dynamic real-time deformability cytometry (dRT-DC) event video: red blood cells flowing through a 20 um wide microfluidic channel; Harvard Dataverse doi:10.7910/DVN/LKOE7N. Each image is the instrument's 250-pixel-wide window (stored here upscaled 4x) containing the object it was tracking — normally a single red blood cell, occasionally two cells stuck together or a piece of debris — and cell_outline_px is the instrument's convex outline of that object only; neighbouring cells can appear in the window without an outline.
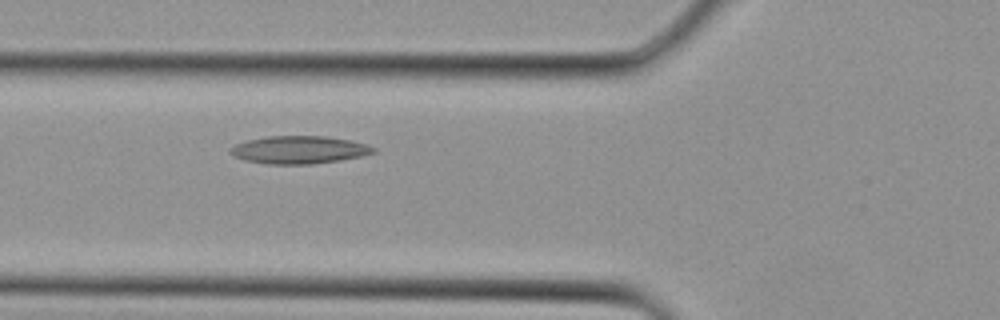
{"species": "Egyptian fruit bat (a non-hibernating species)", "species_latin": "Rousettus aegyptiacus", "temperature_condition": "cold", "stored_images_in_passage": 6, "camera_frame_rate_fps": 3000, "um_per_image_px": 0.085, "animal": {"sex": "female"}, "frame": {"image": 1, "passage_image": 6, "time_ms": 1.667, "image_size_px": [1000, 320], "cell_outline_px": [[376, 152], [360, 156], [340, 160], [312, 164], [268, 164], [244, 160], [228, 152], [228, 148], [236, 144], [248, 140], [268, 136], [328, 136], [368, 144], [376, 148]], "centroid_in_image_um": [25.42, 12.73], "position_along_channel_um": 100.4, "area_um2": 23.12}}